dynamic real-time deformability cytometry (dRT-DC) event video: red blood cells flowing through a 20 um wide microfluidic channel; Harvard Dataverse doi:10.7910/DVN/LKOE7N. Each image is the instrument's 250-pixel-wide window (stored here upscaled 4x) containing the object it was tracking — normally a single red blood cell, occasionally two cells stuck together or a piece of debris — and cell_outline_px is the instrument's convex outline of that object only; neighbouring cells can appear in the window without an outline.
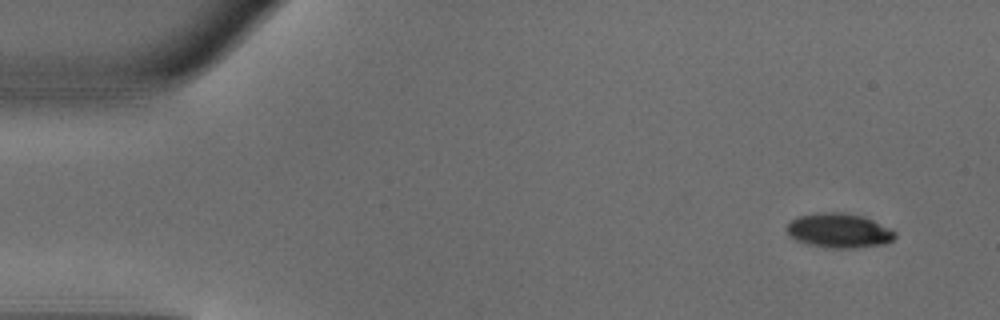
{"species": "common noctule bat (a hibernating species)", "species_latin": "Nyctalus noctula", "temperature_condition": "warm", "stored_images_in_passage": 46, "camera_frame_rate_fps": 3000, "um_per_image_px": 0.085, "animal": {"sex": "male", "body_mass_g": 18.8}, "frame": {"image": 1, "passage_image": 1, "time_ms": 0.0, "image_size_px": [1000, 320], "cell_outline_px": [[896, 236], [892, 240], [884, 244], [856, 248], [824, 248], [808, 244], [796, 240], [788, 236], [784, 228], [792, 220], [800, 216], [824, 212], [840, 212], [864, 216], [896, 232]], "centroid_in_image_um": [71.28, 19.61], "position_along_channel_um": 13.7, "area_um2": 21.79}}
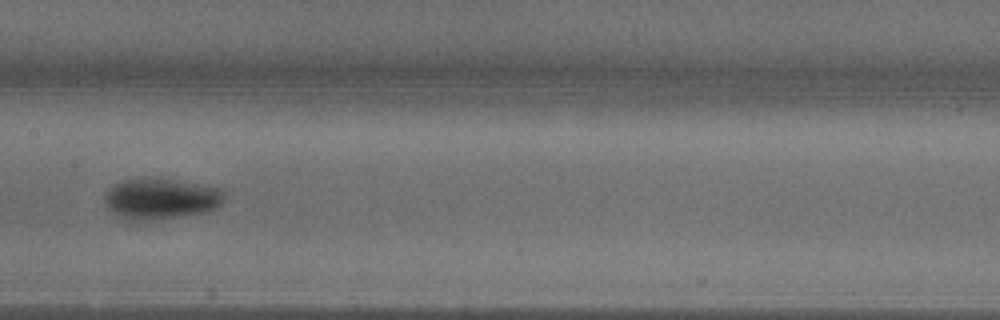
{"frame": {"image": 2, "passage_image": 22, "time_ms": 7.0, "image_size_px": [1000, 320], "cell_outline_px": [[224, 200], [216, 208], [204, 212], [180, 216], [136, 220], [124, 220], [116, 216], [108, 208], [104, 200], [104, 196], [108, 188], [124, 180], [176, 180], [220, 188], [224, 192]], "centroid_in_image_um": [13.66, 16.91], "position_along_channel_um": 193.7, "area_um2": 27.8}}
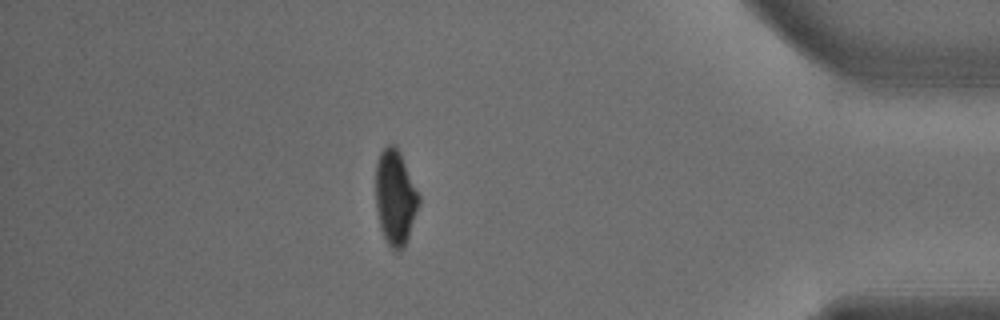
{"frame": {"image": 3, "passage_image": 40, "time_ms": 13.0, "image_size_px": [1000, 320], "cell_outline_px": [[420, 204], [404, 248], [396, 252], [388, 244], [380, 228], [376, 208], [376, 160], [380, 152], [388, 144], [396, 144], [400, 152], [420, 196]], "centroid_in_image_um": [33.6, 16.77], "position_along_channel_um": 401.6, "area_um2": 24.04}, "authors_computed_cell_mechanics": {"area_um2": 24.9407, "velocity_mm_per_s": 4.1439, "shape_relaxation_time_tau1_ms": 3.3145, "shape_relaxation_time_tau2_ms": null, "deformation_change_tau1": 0.1547, "deformation_change_tau2": null}}